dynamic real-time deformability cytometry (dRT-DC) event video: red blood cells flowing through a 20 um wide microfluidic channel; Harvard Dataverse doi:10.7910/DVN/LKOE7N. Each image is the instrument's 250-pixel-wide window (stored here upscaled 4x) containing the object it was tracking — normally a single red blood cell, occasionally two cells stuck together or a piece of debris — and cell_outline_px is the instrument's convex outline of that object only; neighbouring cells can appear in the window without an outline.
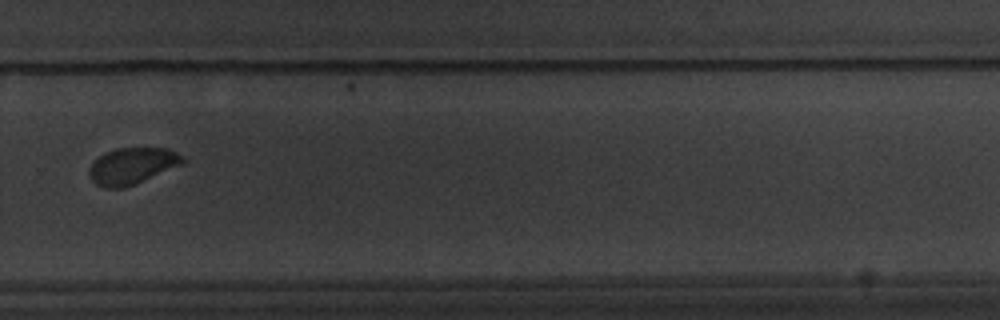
{"species": "common noctule bat (a hibernating species)", "species_latin": "Nyctalus noctula", "temperature_condition": "warm", "stored_images_in_passage": 11, "camera_frame_rate_fps": 3000, "um_per_image_px": 0.085, "animal": {"sex": "male", "body_mass_g": 20.1, "forearm_length_mm": 53.5}, "frame": {"image": 1, "passage_image": 11, "time_ms": 13.333, "image_size_px": [1000, 320], "cell_outline_px": [[188, 160], [184, 164], [124, 188], [104, 188], [96, 184], [92, 180], [88, 172], [88, 168], [100, 156], [116, 148], [168, 148], [184, 156]], "centroid_in_image_um": [11.28, 14.1], "position_along_channel_um": 318.5, "area_um2": 19.88}}